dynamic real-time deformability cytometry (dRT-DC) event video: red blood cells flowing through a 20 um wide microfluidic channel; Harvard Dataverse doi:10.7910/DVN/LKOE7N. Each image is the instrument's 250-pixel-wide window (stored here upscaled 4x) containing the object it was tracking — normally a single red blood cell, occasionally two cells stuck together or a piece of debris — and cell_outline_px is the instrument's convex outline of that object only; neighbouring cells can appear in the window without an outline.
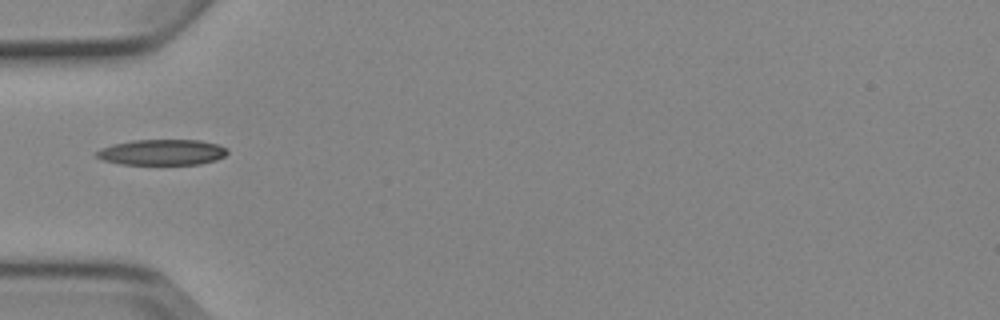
{"species": "Egyptian fruit bat (a non-hibernating species)", "species_latin": "Rousettus aegyptiacus", "temperature_condition": "cold", "stored_images_in_passage": 1, "camera_frame_rate_fps": 3000, "um_per_image_px": 0.085, "animal": {"sex": "female"}, "frame": {"image": 1, "passage_image": 1, "time_ms": 0.0, "image_size_px": [1000, 320], "cell_outline_px": [[228, 152], [224, 156], [216, 160], [200, 164], [120, 164], [104, 160], [92, 156], [100, 148], [112, 144], [132, 140], [200, 140], [216, 144], [228, 148]], "centroid_in_image_um": [13.74, 12.94], "position_along_channel_um": 71.3, "area_um2": 19.71}}